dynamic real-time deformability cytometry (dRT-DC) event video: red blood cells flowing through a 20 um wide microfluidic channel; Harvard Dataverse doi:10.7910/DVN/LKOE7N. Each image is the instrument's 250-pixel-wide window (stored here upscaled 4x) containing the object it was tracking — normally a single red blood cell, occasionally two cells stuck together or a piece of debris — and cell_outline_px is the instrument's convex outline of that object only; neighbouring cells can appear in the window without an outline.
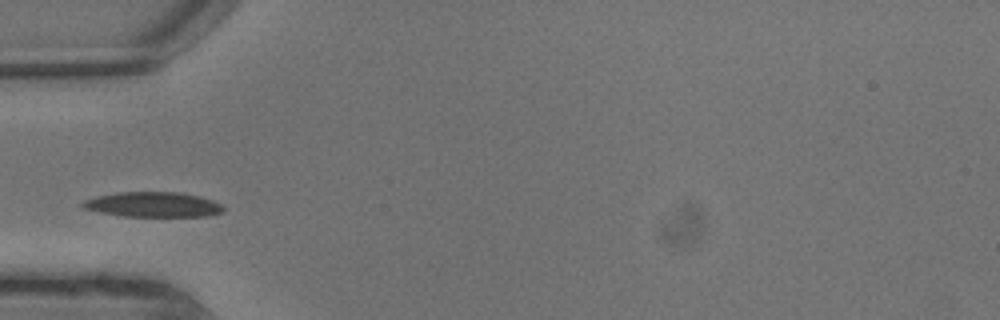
{"species": "common noctule bat (a hibernating species)", "species_latin": "Nyctalus noctula", "temperature_condition": "warm", "stored_images_in_passage": 7, "camera_frame_rate_fps": 3000, "um_per_image_px": 0.085, "animal": {"sex": "male", "body_mass_g": 13.3}, "frame": {"image": 1, "passage_image": 4, "time_ms": 1.0, "image_size_px": [1000, 320], "cell_outline_px": [[224, 208], [220, 212], [208, 216], [124, 216], [100, 212], [80, 208], [80, 204], [84, 200], [96, 196], [116, 192], [180, 192], [200, 196], [212, 200], [220, 204]], "centroid_in_image_um": [12.95, 17.38], "position_along_channel_um": 72.0, "area_um2": 20.52}}
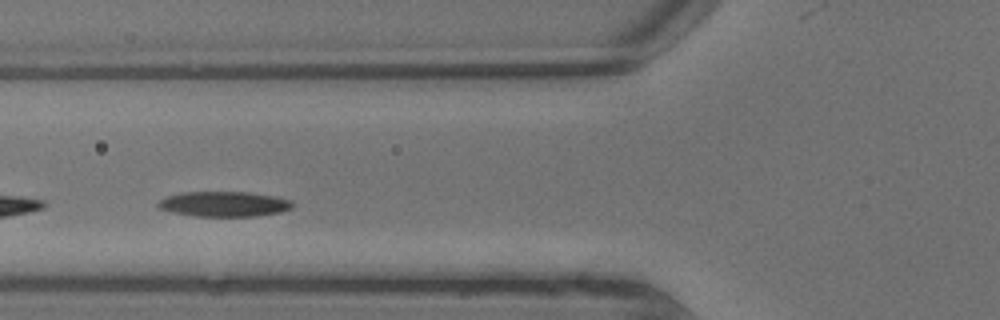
{"frame": {"image": 2, "passage_image": 5, "time_ms": 1.333, "image_size_px": [1000, 320], "cell_outline_px": [[292, 208], [280, 212], [256, 216], [196, 216], [172, 212], [160, 208], [156, 204], [160, 200], [168, 196], [180, 192], [252, 192], [276, 196], [292, 200]], "centroid_in_image_um": [19.07, 17.33], "position_along_channel_um": 106.7, "area_um2": 19.71}}
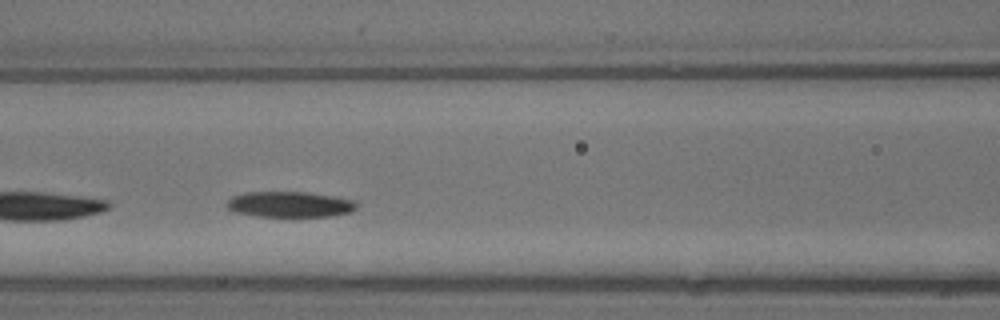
{"frame": {"image": 3, "passage_image": 6, "time_ms": 1.667, "image_size_px": [1000, 320], "cell_outline_px": [[356, 208], [348, 212], [332, 216], [256, 216], [236, 212], [228, 208], [224, 204], [232, 196], [244, 192], [308, 192], [332, 196], [352, 200], [356, 204]], "centroid_in_image_um": [24.56, 17.36], "position_along_channel_um": 142.0, "area_um2": 19.25}}